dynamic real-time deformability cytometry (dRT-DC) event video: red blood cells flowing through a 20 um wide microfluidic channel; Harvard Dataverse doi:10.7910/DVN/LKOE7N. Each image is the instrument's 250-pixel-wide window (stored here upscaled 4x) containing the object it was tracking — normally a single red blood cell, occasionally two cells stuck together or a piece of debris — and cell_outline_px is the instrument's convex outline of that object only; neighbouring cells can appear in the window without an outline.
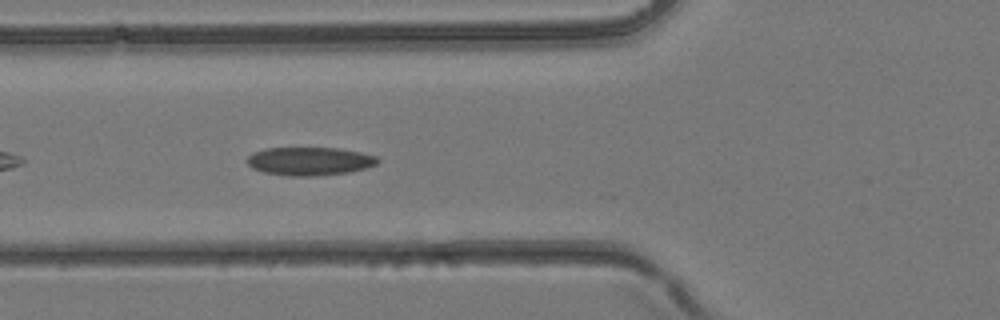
{"species": "common noctule bat (a hibernating species)", "species_latin": "Nyctalus noctula", "temperature_condition": "room temperature", "stored_images_in_passage": 29, "camera_frame_rate_fps": 3000, "um_per_image_px": 0.085, "animal": {"sex": "female", "body_mass_g": 24.6, "forearm_length_mm": 56.2}, "frame": {"image": 1, "passage_image": 4, "time_ms": 1.0, "image_size_px": [1000, 320], "cell_outline_px": [[380, 160], [376, 164], [368, 168], [348, 172], [316, 176], [288, 176], [264, 172], [252, 168], [244, 160], [252, 152], [264, 148], [340, 148], [360, 152], [376, 156]], "centroid_in_image_um": [26.29, 13.7], "position_along_channel_um": 99.5, "area_um2": 21.73}}
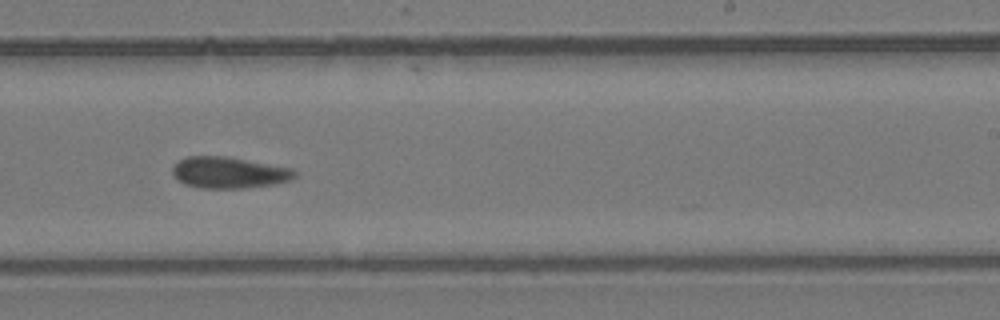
{"frame": {"image": 2, "passage_image": 14, "time_ms": 4.333, "image_size_px": [1000, 320], "cell_outline_px": [[296, 176], [292, 180], [272, 184], [244, 188], [200, 188], [184, 184], [172, 172], [172, 164], [176, 160], [188, 156], [224, 156], [292, 168], [296, 172]], "centroid_in_image_um": [19.43, 14.66], "position_along_channel_um": 269.6, "area_um2": 22.31}}
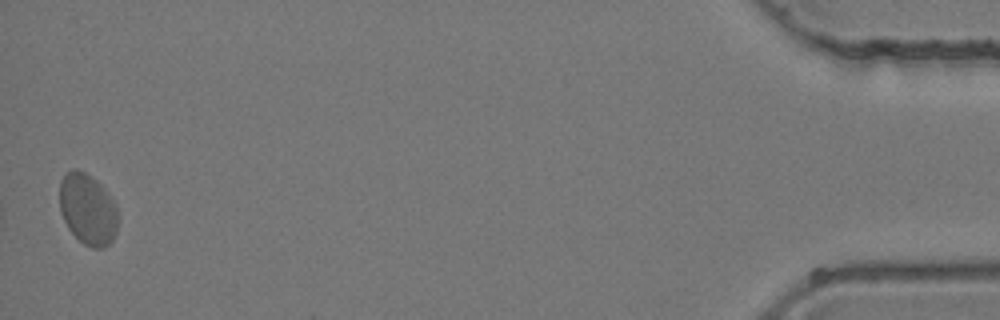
{"frame": {"image": 3, "passage_image": 29, "time_ms": 9.333, "image_size_px": [1000, 320], "cell_outline_px": [[116, 232], [112, 240], [104, 248], [92, 248], [84, 244], [68, 228], [60, 212], [60, 180], [68, 172], [76, 168], [92, 176], [108, 192], [116, 204]], "centroid_in_image_um": [7.45, 17.78], "position_along_channel_um": 427.7, "area_um2": 24.04}}